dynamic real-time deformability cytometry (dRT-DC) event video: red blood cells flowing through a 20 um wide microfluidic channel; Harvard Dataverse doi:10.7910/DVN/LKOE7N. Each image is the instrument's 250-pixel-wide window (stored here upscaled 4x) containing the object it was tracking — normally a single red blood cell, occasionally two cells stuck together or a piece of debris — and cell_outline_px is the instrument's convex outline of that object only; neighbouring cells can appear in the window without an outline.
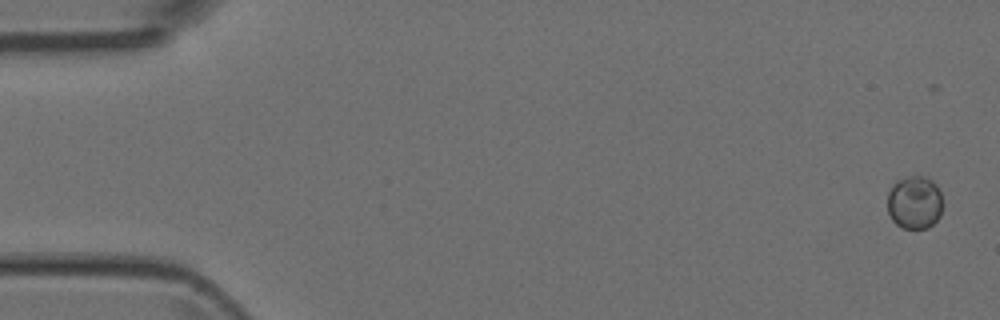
{"species": "Egyptian fruit bat (a non-hibernating species)", "species_latin": "Rousettus aegyptiacus", "temperature_condition": "room temperature", "stored_images_in_passage": 5, "camera_frame_rate_fps": 3000, "um_per_image_px": 0.085, "animal": {"sex": "female"}, "frame": {"image": 1, "passage_image": 1, "time_ms": 0.0, "image_size_px": [1000, 320], "cell_outline_px": [[944, 204], [940, 216], [928, 228], [904, 228], [896, 224], [892, 220], [888, 212], [888, 192], [892, 184], [896, 180], [908, 176], [924, 176], [932, 180], [936, 184], [940, 192]], "centroid_in_image_um": [77.75, 17.19], "position_along_channel_um": 7.2, "area_um2": 17.4}}